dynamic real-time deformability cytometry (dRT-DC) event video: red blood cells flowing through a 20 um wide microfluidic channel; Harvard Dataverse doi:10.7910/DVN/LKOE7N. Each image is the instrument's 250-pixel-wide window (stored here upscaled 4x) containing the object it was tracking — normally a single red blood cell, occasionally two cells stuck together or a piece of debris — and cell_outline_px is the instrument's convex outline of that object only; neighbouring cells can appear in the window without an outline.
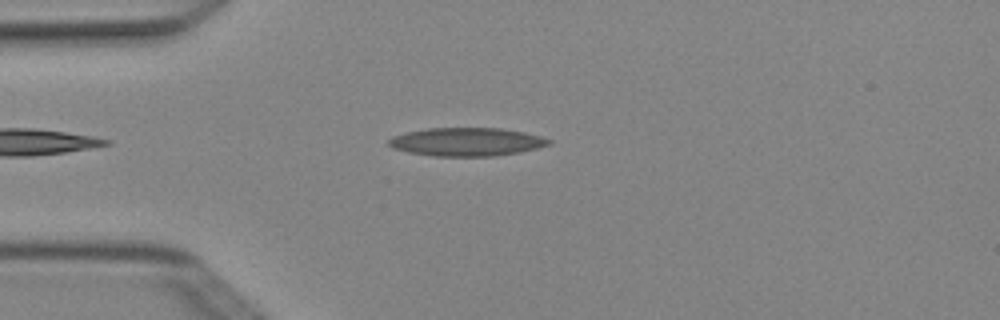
{"species": "Egyptian fruit bat (a non-hibernating species)", "species_latin": "Rousettus aegyptiacus", "temperature_condition": "cold", "stored_images_in_passage": 3, "camera_frame_rate_fps": 3000, "um_per_image_px": 0.085, "animal": {"sex": "female"}, "frame": {"image": 1, "passage_image": 3, "time_ms": 0.667, "image_size_px": [1000, 320], "cell_outline_px": [[552, 144], [520, 152], [496, 156], [432, 156], [408, 152], [392, 148], [388, 144], [388, 140], [392, 136], [408, 132], [428, 128], [500, 128], [524, 132], [540, 136], [552, 140]], "centroid_in_image_um": [39.67, 12.06], "position_along_channel_um": 45.3, "area_um2": 26.47}}